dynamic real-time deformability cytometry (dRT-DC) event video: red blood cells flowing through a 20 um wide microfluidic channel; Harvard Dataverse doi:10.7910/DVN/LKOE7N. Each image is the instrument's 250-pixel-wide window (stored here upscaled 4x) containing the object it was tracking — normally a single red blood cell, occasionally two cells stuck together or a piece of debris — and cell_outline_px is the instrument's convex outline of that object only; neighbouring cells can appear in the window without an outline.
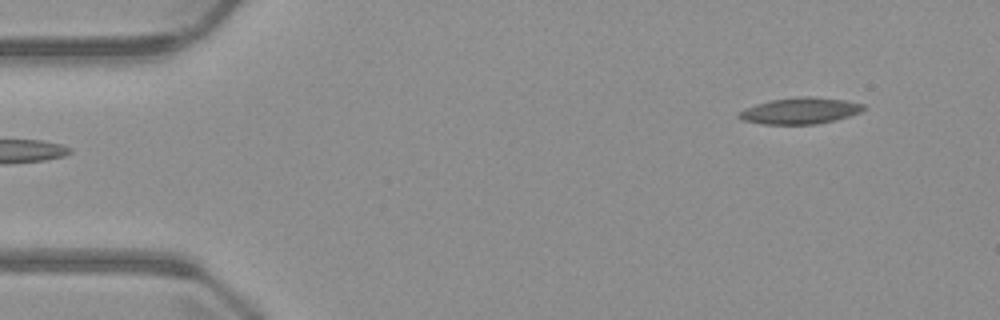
{"species": "common noctule bat (a hibernating species)", "species_latin": "Nyctalus noctula", "temperature_condition": "warm", "stored_images_in_passage": 2, "camera_frame_rate_fps": 3000, "um_per_image_px": 0.085, "animal": {"sex": "male", "body_mass_g": 23.1, "forearm_length_mm": 52.7}, "frame": {"image": 1, "passage_image": 2, "time_ms": 1.333, "image_size_px": [1000, 320], "cell_outline_px": [[868, 108], [860, 112], [836, 120], [816, 124], [764, 124], [744, 120], [736, 116], [744, 108], [756, 104], [772, 100], [804, 96], [808, 96], [844, 100], [864, 104]], "centroid_in_image_um": [68.04, 9.42], "position_along_channel_um": 17.0, "area_um2": 18.96}}